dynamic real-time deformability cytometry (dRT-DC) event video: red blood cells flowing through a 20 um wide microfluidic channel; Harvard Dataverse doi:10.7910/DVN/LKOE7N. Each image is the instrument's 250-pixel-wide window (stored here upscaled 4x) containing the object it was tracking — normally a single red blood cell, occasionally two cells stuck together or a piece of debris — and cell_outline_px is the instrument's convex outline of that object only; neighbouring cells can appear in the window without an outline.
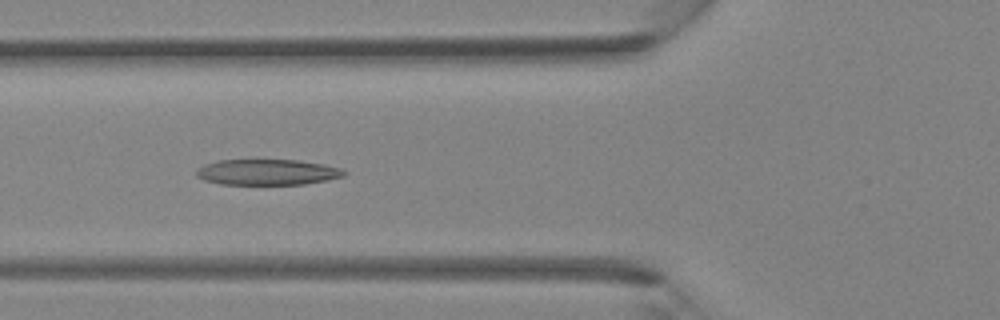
{"species": "Egyptian fruit bat (a non-hibernating species)", "species_latin": "Rousettus aegyptiacus", "temperature_condition": "room temperature", "stored_images_in_passage": 29, "camera_frame_rate_fps": 3000, "um_per_image_px": 0.085, "animal": {"sex": "female"}, "frame": {"image": 1, "passage_image": 6, "time_ms": 1.667, "image_size_px": [1000, 320], "cell_outline_px": [[348, 172], [344, 176], [328, 180], [304, 184], [220, 184], [204, 180], [196, 176], [196, 168], [204, 164], [216, 160], [300, 160], [324, 164], [340, 168]], "centroid_in_image_um": [22.71, 14.63], "position_along_channel_um": 103.1, "area_um2": 22.31}}
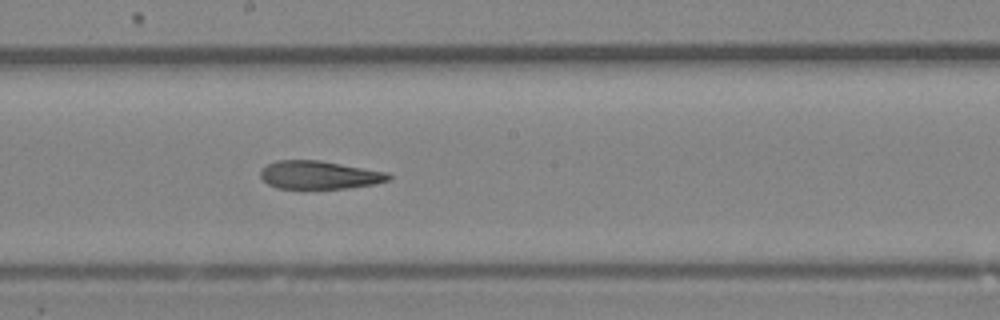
{"frame": {"image": 2, "passage_image": 13, "time_ms": 4.0, "image_size_px": [1000, 320], "cell_outline_px": [[392, 180], [376, 184], [348, 188], [276, 188], [268, 184], [260, 176], [260, 172], [268, 164], [276, 160], [320, 160], [388, 172], [392, 176]], "centroid_in_image_um": [27.19, 14.87], "position_along_channel_um": 221.0, "area_um2": 21.1}}
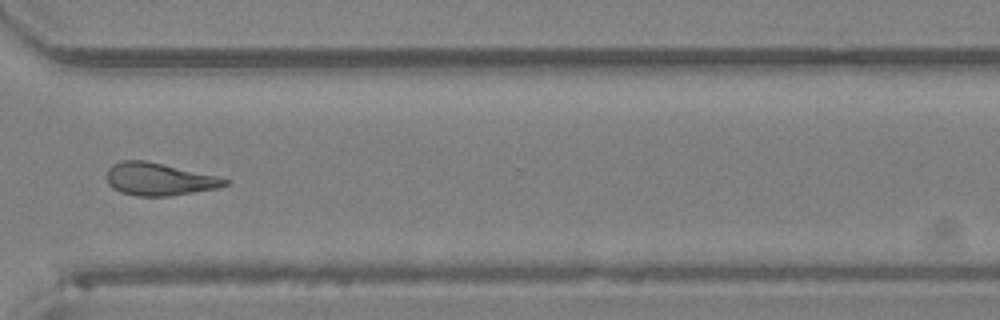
{"frame": {"image": 3, "passage_image": 21, "time_ms": 6.667, "image_size_px": [1000, 320], "cell_outline_px": [[232, 180], [228, 184], [220, 188], [168, 196], [136, 196], [120, 192], [112, 188], [108, 184], [108, 168], [112, 164], [120, 160], [144, 160], [216, 176]], "centroid_in_image_um": [13.52, 15.24], "position_along_channel_um": 357.1, "area_um2": 22.37}}